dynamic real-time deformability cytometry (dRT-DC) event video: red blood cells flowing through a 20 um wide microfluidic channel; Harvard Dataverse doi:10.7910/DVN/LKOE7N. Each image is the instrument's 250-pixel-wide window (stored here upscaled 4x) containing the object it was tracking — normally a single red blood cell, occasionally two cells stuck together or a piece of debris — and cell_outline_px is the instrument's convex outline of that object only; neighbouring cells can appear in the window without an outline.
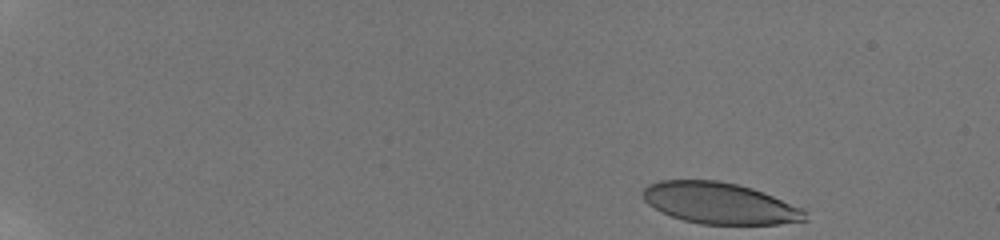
{"species": "human", "species_latin": "Homo sapiens", "temperature_condition": "room temperature", "stored_images_in_passage": 22, "camera_frame_rate_fps": 3000, "um_per_image_px": 0.085, "donor": {"sex": "male"}, "frame": {"image": 1, "passage_image": 1, "time_ms": 0.0, "image_size_px": [1000, 240], "cell_outline_px": [[808, 220], [780, 224], [700, 224], [684, 220], [660, 212], [648, 204], [644, 200], [644, 188], [648, 184], [660, 180], [716, 180], [736, 184], [752, 188], [764, 192], [804, 208], [808, 212]], "centroid_in_image_um": [61.22, 17.28], "position_along_channel_um": 23.8, "area_um2": 39.25}}
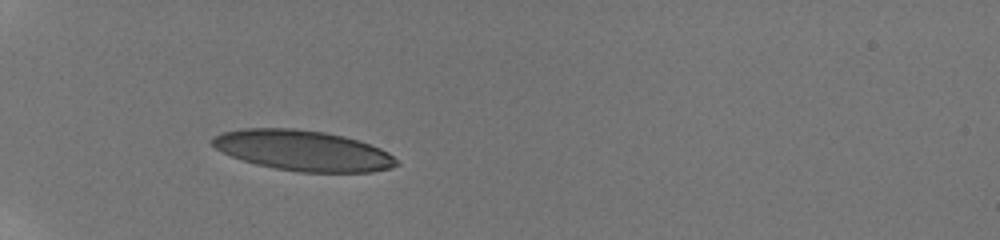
{"frame": {"image": 2, "passage_image": 21, "time_ms": 4.333, "image_size_px": [1000, 240], "cell_outline_px": [[400, 164], [392, 168], [372, 172], [300, 172], [276, 168], [256, 164], [232, 156], [216, 148], [208, 140], [212, 136], [220, 132], [244, 128], [296, 128], [324, 132], [344, 136], [380, 148], [388, 152]], "centroid_in_image_um": [25.73, 12.79], "position_along_channel_um": 59.3, "area_um2": 43.41}}